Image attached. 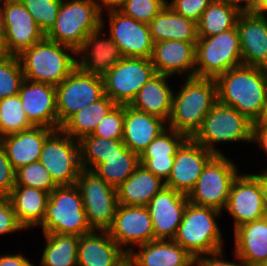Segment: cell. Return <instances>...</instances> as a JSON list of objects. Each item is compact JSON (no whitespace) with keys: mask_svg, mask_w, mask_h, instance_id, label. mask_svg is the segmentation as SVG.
Returning <instances> with one entry per match:
<instances>
[{"mask_svg":"<svg viewBox=\"0 0 267 266\" xmlns=\"http://www.w3.org/2000/svg\"><path fill=\"white\" fill-rule=\"evenodd\" d=\"M222 212L188 202L173 239L191 256L196 257L222 249V232L216 221Z\"/></svg>","mask_w":267,"mask_h":266,"instance_id":"277c9868","label":"cell"},{"mask_svg":"<svg viewBox=\"0 0 267 266\" xmlns=\"http://www.w3.org/2000/svg\"><path fill=\"white\" fill-rule=\"evenodd\" d=\"M109 36L123 57L151 59L154 43L149 25L126 16L119 10L108 11Z\"/></svg>","mask_w":267,"mask_h":266,"instance_id":"e0dca14e","label":"cell"},{"mask_svg":"<svg viewBox=\"0 0 267 266\" xmlns=\"http://www.w3.org/2000/svg\"><path fill=\"white\" fill-rule=\"evenodd\" d=\"M102 17L98 0H62L55 24L45 37L77 51L101 26Z\"/></svg>","mask_w":267,"mask_h":266,"instance_id":"5b68a950","label":"cell"},{"mask_svg":"<svg viewBox=\"0 0 267 266\" xmlns=\"http://www.w3.org/2000/svg\"><path fill=\"white\" fill-rule=\"evenodd\" d=\"M76 56L73 48L44 37L22 51L18 59L24 79L57 86L77 67Z\"/></svg>","mask_w":267,"mask_h":266,"instance_id":"3957f363","label":"cell"},{"mask_svg":"<svg viewBox=\"0 0 267 266\" xmlns=\"http://www.w3.org/2000/svg\"><path fill=\"white\" fill-rule=\"evenodd\" d=\"M53 131L51 128L33 126L28 130L0 138V143L13 168L18 170L24 165L39 161L46 138Z\"/></svg>","mask_w":267,"mask_h":266,"instance_id":"484cf974","label":"cell"},{"mask_svg":"<svg viewBox=\"0 0 267 266\" xmlns=\"http://www.w3.org/2000/svg\"><path fill=\"white\" fill-rule=\"evenodd\" d=\"M16 184V170L9 161L4 147L0 143V195L9 196Z\"/></svg>","mask_w":267,"mask_h":266,"instance_id":"bcb514c9","label":"cell"},{"mask_svg":"<svg viewBox=\"0 0 267 266\" xmlns=\"http://www.w3.org/2000/svg\"><path fill=\"white\" fill-rule=\"evenodd\" d=\"M153 43L179 40L196 44L197 24L175 12L167 4L148 24Z\"/></svg>","mask_w":267,"mask_h":266,"instance_id":"f546056e","label":"cell"},{"mask_svg":"<svg viewBox=\"0 0 267 266\" xmlns=\"http://www.w3.org/2000/svg\"><path fill=\"white\" fill-rule=\"evenodd\" d=\"M10 54L7 51L4 35L3 33H0V62L4 59H6Z\"/></svg>","mask_w":267,"mask_h":266,"instance_id":"9f6ffc18","label":"cell"},{"mask_svg":"<svg viewBox=\"0 0 267 266\" xmlns=\"http://www.w3.org/2000/svg\"><path fill=\"white\" fill-rule=\"evenodd\" d=\"M3 1L4 0H0V33H4L3 21H2V6H3Z\"/></svg>","mask_w":267,"mask_h":266,"instance_id":"91938a15","label":"cell"},{"mask_svg":"<svg viewBox=\"0 0 267 266\" xmlns=\"http://www.w3.org/2000/svg\"><path fill=\"white\" fill-rule=\"evenodd\" d=\"M166 2L167 0H128L119 11L136 21L149 24Z\"/></svg>","mask_w":267,"mask_h":266,"instance_id":"ee69618b","label":"cell"},{"mask_svg":"<svg viewBox=\"0 0 267 266\" xmlns=\"http://www.w3.org/2000/svg\"><path fill=\"white\" fill-rule=\"evenodd\" d=\"M259 266H267V262L260 264Z\"/></svg>","mask_w":267,"mask_h":266,"instance_id":"6125c7cd","label":"cell"},{"mask_svg":"<svg viewBox=\"0 0 267 266\" xmlns=\"http://www.w3.org/2000/svg\"><path fill=\"white\" fill-rule=\"evenodd\" d=\"M45 248L40 266H78L79 236L43 233Z\"/></svg>","mask_w":267,"mask_h":266,"instance_id":"836d02e7","label":"cell"},{"mask_svg":"<svg viewBox=\"0 0 267 266\" xmlns=\"http://www.w3.org/2000/svg\"><path fill=\"white\" fill-rule=\"evenodd\" d=\"M253 123L235 108L217 101L192 137L214 155H224L216 143L252 142Z\"/></svg>","mask_w":267,"mask_h":266,"instance_id":"52a82bcc","label":"cell"},{"mask_svg":"<svg viewBox=\"0 0 267 266\" xmlns=\"http://www.w3.org/2000/svg\"><path fill=\"white\" fill-rule=\"evenodd\" d=\"M213 0H171L166 2L175 12L192 20L196 24L199 22L203 11Z\"/></svg>","mask_w":267,"mask_h":266,"instance_id":"f6af8a7d","label":"cell"},{"mask_svg":"<svg viewBox=\"0 0 267 266\" xmlns=\"http://www.w3.org/2000/svg\"><path fill=\"white\" fill-rule=\"evenodd\" d=\"M127 1L128 0H98V3L100 11L103 14V11L105 10H107V12L112 10H120L121 7L127 3Z\"/></svg>","mask_w":267,"mask_h":266,"instance_id":"db71d44e","label":"cell"},{"mask_svg":"<svg viewBox=\"0 0 267 266\" xmlns=\"http://www.w3.org/2000/svg\"><path fill=\"white\" fill-rule=\"evenodd\" d=\"M107 231L128 254L133 250L132 244L139 246L154 241L153 222L147 206L118 204L113 224Z\"/></svg>","mask_w":267,"mask_h":266,"instance_id":"5bb4252c","label":"cell"},{"mask_svg":"<svg viewBox=\"0 0 267 266\" xmlns=\"http://www.w3.org/2000/svg\"><path fill=\"white\" fill-rule=\"evenodd\" d=\"M19 95L0 99V138L32 128Z\"/></svg>","mask_w":267,"mask_h":266,"instance_id":"74e56055","label":"cell"},{"mask_svg":"<svg viewBox=\"0 0 267 266\" xmlns=\"http://www.w3.org/2000/svg\"><path fill=\"white\" fill-rule=\"evenodd\" d=\"M224 210L234 218V230L267 216L260 180L255 174H238L232 183Z\"/></svg>","mask_w":267,"mask_h":266,"instance_id":"2e32d148","label":"cell"},{"mask_svg":"<svg viewBox=\"0 0 267 266\" xmlns=\"http://www.w3.org/2000/svg\"><path fill=\"white\" fill-rule=\"evenodd\" d=\"M24 74L16 55H10L0 62V99L18 95Z\"/></svg>","mask_w":267,"mask_h":266,"instance_id":"ab89813d","label":"cell"},{"mask_svg":"<svg viewBox=\"0 0 267 266\" xmlns=\"http://www.w3.org/2000/svg\"><path fill=\"white\" fill-rule=\"evenodd\" d=\"M263 120L267 122V106H266V110L263 116Z\"/></svg>","mask_w":267,"mask_h":266,"instance_id":"94428289","label":"cell"},{"mask_svg":"<svg viewBox=\"0 0 267 266\" xmlns=\"http://www.w3.org/2000/svg\"><path fill=\"white\" fill-rule=\"evenodd\" d=\"M175 157L168 158H140V164L155 176L164 180L169 178Z\"/></svg>","mask_w":267,"mask_h":266,"instance_id":"c3c4849f","label":"cell"},{"mask_svg":"<svg viewBox=\"0 0 267 266\" xmlns=\"http://www.w3.org/2000/svg\"><path fill=\"white\" fill-rule=\"evenodd\" d=\"M218 101L235 108L252 123L262 120L267 106V69L241 65L217 79Z\"/></svg>","mask_w":267,"mask_h":266,"instance_id":"6da1fadb","label":"cell"},{"mask_svg":"<svg viewBox=\"0 0 267 266\" xmlns=\"http://www.w3.org/2000/svg\"><path fill=\"white\" fill-rule=\"evenodd\" d=\"M124 125V105H116L99 122L91 134L104 139L122 140Z\"/></svg>","mask_w":267,"mask_h":266,"instance_id":"7bdbcfd3","label":"cell"},{"mask_svg":"<svg viewBox=\"0 0 267 266\" xmlns=\"http://www.w3.org/2000/svg\"><path fill=\"white\" fill-rule=\"evenodd\" d=\"M104 21L101 18V26L91 32L76 51V55H81L77 58V67L83 72L103 76L124 58L112 38L108 34L107 38L103 37L106 35L102 30L105 28Z\"/></svg>","mask_w":267,"mask_h":266,"instance_id":"ffe728a7","label":"cell"},{"mask_svg":"<svg viewBox=\"0 0 267 266\" xmlns=\"http://www.w3.org/2000/svg\"><path fill=\"white\" fill-rule=\"evenodd\" d=\"M139 165V155L126 148L119 151V154L105 158L94 171L109 185L118 188Z\"/></svg>","mask_w":267,"mask_h":266,"instance_id":"d590c367","label":"cell"},{"mask_svg":"<svg viewBox=\"0 0 267 266\" xmlns=\"http://www.w3.org/2000/svg\"><path fill=\"white\" fill-rule=\"evenodd\" d=\"M237 166L224 155H215L204 167L188 201L197 206L211 207L222 212L234 179L238 176Z\"/></svg>","mask_w":267,"mask_h":266,"instance_id":"9c48e42d","label":"cell"},{"mask_svg":"<svg viewBox=\"0 0 267 266\" xmlns=\"http://www.w3.org/2000/svg\"><path fill=\"white\" fill-rule=\"evenodd\" d=\"M46 35L54 26L62 0H19Z\"/></svg>","mask_w":267,"mask_h":266,"instance_id":"60d3db41","label":"cell"},{"mask_svg":"<svg viewBox=\"0 0 267 266\" xmlns=\"http://www.w3.org/2000/svg\"><path fill=\"white\" fill-rule=\"evenodd\" d=\"M241 65L243 63L237 27L210 37H198L196 77L216 80L223 73Z\"/></svg>","mask_w":267,"mask_h":266,"instance_id":"ba28073f","label":"cell"},{"mask_svg":"<svg viewBox=\"0 0 267 266\" xmlns=\"http://www.w3.org/2000/svg\"><path fill=\"white\" fill-rule=\"evenodd\" d=\"M168 77L170 78L171 76L160 73L152 76L139 90L130 106L168 122L172 112L174 94V91L166 81Z\"/></svg>","mask_w":267,"mask_h":266,"instance_id":"f1b7e54d","label":"cell"},{"mask_svg":"<svg viewBox=\"0 0 267 266\" xmlns=\"http://www.w3.org/2000/svg\"><path fill=\"white\" fill-rule=\"evenodd\" d=\"M252 142L260 145L267 153V122L263 119L253 123Z\"/></svg>","mask_w":267,"mask_h":266,"instance_id":"f907efd6","label":"cell"},{"mask_svg":"<svg viewBox=\"0 0 267 266\" xmlns=\"http://www.w3.org/2000/svg\"><path fill=\"white\" fill-rule=\"evenodd\" d=\"M166 128L167 122L162 118L124 105L122 141L129 150L139 156Z\"/></svg>","mask_w":267,"mask_h":266,"instance_id":"d4e9b609","label":"cell"},{"mask_svg":"<svg viewBox=\"0 0 267 266\" xmlns=\"http://www.w3.org/2000/svg\"><path fill=\"white\" fill-rule=\"evenodd\" d=\"M214 156L193 138L187 137L175 153L174 164L165 186L188 195L204 167Z\"/></svg>","mask_w":267,"mask_h":266,"instance_id":"ac0fdd59","label":"cell"},{"mask_svg":"<svg viewBox=\"0 0 267 266\" xmlns=\"http://www.w3.org/2000/svg\"><path fill=\"white\" fill-rule=\"evenodd\" d=\"M116 266H136V263L129 255H127Z\"/></svg>","mask_w":267,"mask_h":266,"instance_id":"680465c9","label":"cell"},{"mask_svg":"<svg viewBox=\"0 0 267 266\" xmlns=\"http://www.w3.org/2000/svg\"><path fill=\"white\" fill-rule=\"evenodd\" d=\"M223 249L212 252L209 254H204L196 256L193 259V266H246L244 261L234 252L235 259L239 262H232L223 259ZM208 256V257H207ZM210 256V257H209Z\"/></svg>","mask_w":267,"mask_h":266,"instance_id":"681fc988","label":"cell"},{"mask_svg":"<svg viewBox=\"0 0 267 266\" xmlns=\"http://www.w3.org/2000/svg\"><path fill=\"white\" fill-rule=\"evenodd\" d=\"M18 95L25 115L33 126L58 129L55 86L24 79Z\"/></svg>","mask_w":267,"mask_h":266,"instance_id":"44dd1931","label":"cell"},{"mask_svg":"<svg viewBox=\"0 0 267 266\" xmlns=\"http://www.w3.org/2000/svg\"><path fill=\"white\" fill-rule=\"evenodd\" d=\"M228 5L237 8L241 13H255L257 0H223ZM244 3V5H243ZM243 6V7H242Z\"/></svg>","mask_w":267,"mask_h":266,"instance_id":"f5cc1de1","label":"cell"},{"mask_svg":"<svg viewBox=\"0 0 267 266\" xmlns=\"http://www.w3.org/2000/svg\"><path fill=\"white\" fill-rule=\"evenodd\" d=\"M187 137L167 127L141 153L139 158H168L175 157V153Z\"/></svg>","mask_w":267,"mask_h":266,"instance_id":"f35d334b","label":"cell"},{"mask_svg":"<svg viewBox=\"0 0 267 266\" xmlns=\"http://www.w3.org/2000/svg\"><path fill=\"white\" fill-rule=\"evenodd\" d=\"M78 187L88 225L92 230H108L118 206L117 188L105 182L94 170L82 168Z\"/></svg>","mask_w":267,"mask_h":266,"instance_id":"30bf717a","label":"cell"},{"mask_svg":"<svg viewBox=\"0 0 267 266\" xmlns=\"http://www.w3.org/2000/svg\"><path fill=\"white\" fill-rule=\"evenodd\" d=\"M236 27L239 32L242 63L267 69V17L242 12Z\"/></svg>","mask_w":267,"mask_h":266,"instance_id":"7402d4cb","label":"cell"},{"mask_svg":"<svg viewBox=\"0 0 267 266\" xmlns=\"http://www.w3.org/2000/svg\"><path fill=\"white\" fill-rule=\"evenodd\" d=\"M155 74L151 59L124 57L102 76L105 95L116 105H130Z\"/></svg>","mask_w":267,"mask_h":266,"instance_id":"4fadbf2b","label":"cell"},{"mask_svg":"<svg viewBox=\"0 0 267 266\" xmlns=\"http://www.w3.org/2000/svg\"><path fill=\"white\" fill-rule=\"evenodd\" d=\"M39 226L43 233L81 236L92 231L80 191L75 184L57 186L49 193L45 217Z\"/></svg>","mask_w":267,"mask_h":266,"instance_id":"8992f818","label":"cell"},{"mask_svg":"<svg viewBox=\"0 0 267 266\" xmlns=\"http://www.w3.org/2000/svg\"><path fill=\"white\" fill-rule=\"evenodd\" d=\"M55 89L58 129L75 113L105 95L102 76L83 72L78 67Z\"/></svg>","mask_w":267,"mask_h":266,"instance_id":"8fae6325","label":"cell"},{"mask_svg":"<svg viewBox=\"0 0 267 266\" xmlns=\"http://www.w3.org/2000/svg\"><path fill=\"white\" fill-rule=\"evenodd\" d=\"M39 161L57 186L74 185L82 169L79 141L56 129L46 138Z\"/></svg>","mask_w":267,"mask_h":266,"instance_id":"7c38bea8","label":"cell"},{"mask_svg":"<svg viewBox=\"0 0 267 266\" xmlns=\"http://www.w3.org/2000/svg\"><path fill=\"white\" fill-rule=\"evenodd\" d=\"M234 240V252L246 266L267 262V216L237 227Z\"/></svg>","mask_w":267,"mask_h":266,"instance_id":"4316f807","label":"cell"},{"mask_svg":"<svg viewBox=\"0 0 267 266\" xmlns=\"http://www.w3.org/2000/svg\"><path fill=\"white\" fill-rule=\"evenodd\" d=\"M116 104L106 95L71 116L61 129L73 139L80 140L82 137L94 132L99 122L109 113Z\"/></svg>","mask_w":267,"mask_h":266,"instance_id":"d6a6232c","label":"cell"},{"mask_svg":"<svg viewBox=\"0 0 267 266\" xmlns=\"http://www.w3.org/2000/svg\"><path fill=\"white\" fill-rule=\"evenodd\" d=\"M0 266H35L24 255L6 254L0 255Z\"/></svg>","mask_w":267,"mask_h":266,"instance_id":"816d5d0a","label":"cell"},{"mask_svg":"<svg viewBox=\"0 0 267 266\" xmlns=\"http://www.w3.org/2000/svg\"><path fill=\"white\" fill-rule=\"evenodd\" d=\"M256 14L267 16V0H257Z\"/></svg>","mask_w":267,"mask_h":266,"instance_id":"6f0895ef","label":"cell"},{"mask_svg":"<svg viewBox=\"0 0 267 266\" xmlns=\"http://www.w3.org/2000/svg\"><path fill=\"white\" fill-rule=\"evenodd\" d=\"M165 187V182L139 165L130 177L117 188L118 204L147 206L153 196Z\"/></svg>","mask_w":267,"mask_h":266,"instance_id":"4dcf8cb0","label":"cell"},{"mask_svg":"<svg viewBox=\"0 0 267 266\" xmlns=\"http://www.w3.org/2000/svg\"><path fill=\"white\" fill-rule=\"evenodd\" d=\"M217 101L215 79L186 77L180 91L173 94L172 112L167 127L192 138Z\"/></svg>","mask_w":267,"mask_h":266,"instance_id":"7a4b0ae2","label":"cell"},{"mask_svg":"<svg viewBox=\"0 0 267 266\" xmlns=\"http://www.w3.org/2000/svg\"><path fill=\"white\" fill-rule=\"evenodd\" d=\"M49 193L33 187L15 185L8 198L18 222L26 229L43 222Z\"/></svg>","mask_w":267,"mask_h":266,"instance_id":"1f68e13d","label":"cell"},{"mask_svg":"<svg viewBox=\"0 0 267 266\" xmlns=\"http://www.w3.org/2000/svg\"><path fill=\"white\" fill-rule=\"evenodd\" d=\"M241 12L223 0H213L197 23L198 37H210L235 28Z\"/></svg>","mask_w":267,"mask_h":266,"instance_id":"e575fe53","label":"cell"},{"mask_svg":"<svg viewBox=\"0 0 267 266\" xmlns=\"http://www.w3.org/2000/svg\"><path fill=\"white\" fill-rule=\"evenodd\" d=\"M4 40L10 55L18 56L41 41L45 34L19 0H4L2 6Z\"/></svg>","mask_w":267,"mask_h":266,"instance_id":"9a60e30c","label":"cell"},{"mask_svg":"<svg viewBox=\"0 0 267 266\" xmlns=\"http://www.w3.org/2000/svg\"><path fill=\"white\" fill-rule=\"evenodd\" d=\"M79 148L81 167L94 170L105 158L119 154L127 147L122 140L104 139L90 134L79 140Z\"/></svg>","mask_w":267,"mask_h":266,"instance_id":"8d00e7d4","label":"cell"},{"mask_svg":"<svg viewBox=\"0 0 267 266\" xmlns=\"http://www.w3.org/2000/svg\"><path fill=\"white\" fill-rule=\"evenodd\" d=\"M151 62L155 72L168 76H195L196 44L179 40L154 43Z\"/></svg>","mask_w":267,"mask_h":266,"instance_id":"603a6c76","label":"cell"},{"mask_svg":"<svg viewBox=\"0 0 267 266\" xmlns=\"http://www.w3.org/2000/svg\"><path fill=\"white\" fill-rule=\"evenodd\" d=\"M259 180H260V185L262 188V192H263V204H264V209L267 215V170L263 169L262 173L260 174H255Z\"/></svg>","mask_w":267,"mask_h":266,"instance_id":"11a10c76","label":"cell"},{"mask_svg":"<svg viewBox=\"0 0 267 266\" xmlns=\"http://www.w3.org/2000/svg\"><path fill=\"white\" fill-rule=\"evenodd\" d=\"M127 255L106 230L79 236L78 266H116Z\"/></svg>","mask_w":267,"mask_h":266,"instance_id":"cb8c5ba5","label":"cell"},{"mask_svg":"<svg viewBox=\"0 0 267 266\" xmlns=\"http://www.w3.org/2000/svg\"><path fill=\"white\" fill-rule=\"evenodd\" d=\"M7 196L0 195V235L23 230Z\"/></svg>","mask_w":267,"mask_h":266,"instance_id":"7dc6e473","label":"cell"},{"mask_svg":"<svg viewBox=\"0 0 267 266\" xmlns=\"http://www.w3.org/2000/svg\"><path fill=\"white\" fill-rule=\"evenodd\" d=\"M184 193L164 187L153 196L147 208L153 222L154 240H173L188 204Z\"/></svg>","mask_w":267,"mask_h":266,"instance_id":"d6986e66","label":"cell"},{"mask_svg":"<svg viewBox=\"0 0 267 266\" xmlns=\"http://www.w3.org/2000/svg\"><path fill=\"white\" fill-rule=\"evenodd\" d=\"M38 188L50 193L57 185L40 161L24 165L16 170V184Z\"/></svg>","mask_w":267,"mask_h":266,"instance_id":"b9f144b4","label":"cell"},{"mask_svg":"<svg viewBox=\"0 0 267 266\" xmlns=\"http://www.w3.org/2000/svg\"><path fill=\"white\" fill-rule=\"evenodd\" d=\"M138 248L128 254L136 266H193L194 257L174 240H154Z\"/></svg>","mask_w":267,"mask_h":266,"instance_id":"83f0119b","label":"cell"}]
</instances>
